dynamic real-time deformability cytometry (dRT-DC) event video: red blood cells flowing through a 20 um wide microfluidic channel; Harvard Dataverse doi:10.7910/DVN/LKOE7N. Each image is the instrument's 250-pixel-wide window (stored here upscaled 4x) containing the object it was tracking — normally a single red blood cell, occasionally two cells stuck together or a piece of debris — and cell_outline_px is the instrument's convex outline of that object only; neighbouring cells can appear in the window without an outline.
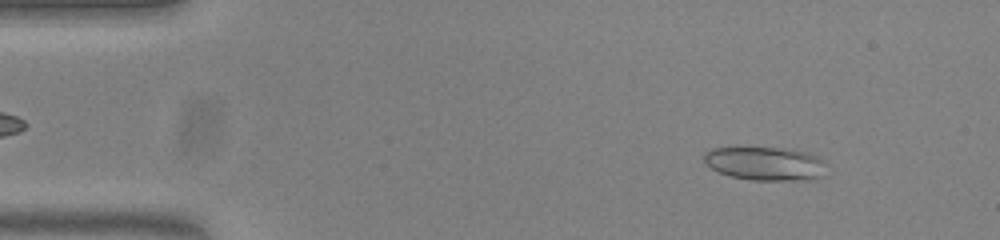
{"species": "common noctule bat (a hibernating species)", "species_latin": "Nyctalus noctula", "temperature_condition": "warm", "stored_images_in_passage": 49, "camera_frame_rate_fps": 3000, "um_per_image_px": 0.085, "animal": {"sex": "female", "body_mass_g": 23.0, "forearm_length_mm": 53.4}, "frame": {"image": 1, "passage_image": 2, "time_ms": 0.333, "image_size_px": [1000, 240], "cell_outline_px": [[828, 164], [824, 176], [816, 180], [752, 180], [732, 176], [720, 172], [712, 168], [704, 160], [704, 152], [712, 148], [792, 148], [808, 152], [824, 160]], "centroid_in_image_um": [65.16, 13.91], "position_along_channel_um": 19.8, "area_um2": 24.28}}
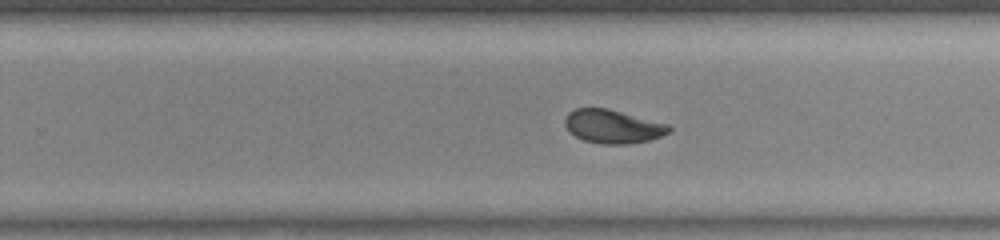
{"frame": {"image": 2, "passage_image": 29, "time_ms": 9.333, "image_size_px": [1000, 240], "cell_outline_px": [[672, 128], [668, 132], [660, 136], [648, 140], [628, 144], [604, 144], [584, 140], [576, 136], [564, 124], [564, 120], [568, 112], [576, 108], [608, 108], [668, 124]], "centroid_in_image_um": [52.08, 10.74], "position_along_channel_um": 277.7, "area_um2": 20.11}}
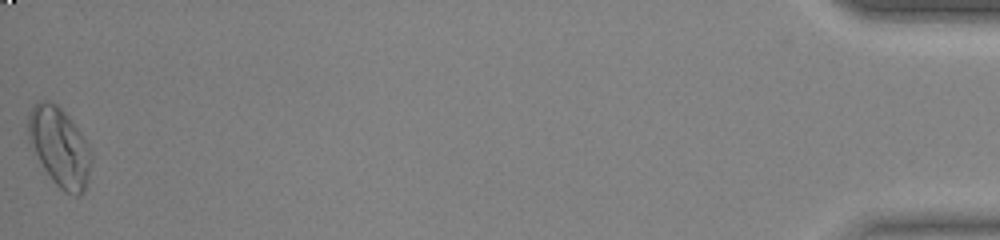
{"frame": {"image": 3, "passage_image": 49, "time_ms": 16.0, "image_size_px": [1000, 240], "cell_outline_px": [[92, 160], [88, 176], [84, 188], [80, 196], [76, 196], [64, 192], [52, 180], [44, 168], [28, 140], [28, 116], [32, 108], [40, 100], [44, 100], [56, 104], [72, 120], [80, 132], [88, 148]], "centroid_in_image_um": [5.05, 12.49], "position_along_channel_um": 430.2, "area_um2": 28.38}, "authors_computed_cell_mechanics": {"area_um2": 20.9814, "velocity_mm_per_s": 3.8137, "shape_relaxation_time_tau1_ms": 5.431, "shape_relaxation_time_tau2_ms": 2.2284, "deformation_change_tau1": 0.1589, "deformation_change_tau2": 0.0637}}